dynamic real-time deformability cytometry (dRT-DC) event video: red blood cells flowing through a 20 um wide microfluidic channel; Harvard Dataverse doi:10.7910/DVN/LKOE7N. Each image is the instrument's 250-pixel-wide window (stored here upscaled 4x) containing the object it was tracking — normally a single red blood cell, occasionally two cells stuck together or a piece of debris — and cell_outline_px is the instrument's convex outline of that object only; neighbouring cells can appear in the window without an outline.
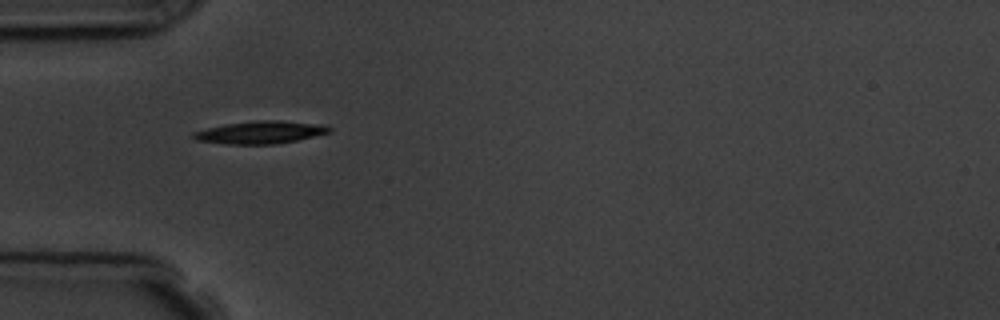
{"species": "common noctule bat (a hibernating species)", "species_latin": "Nyctalus noctula", "temperature_condition": "room temperature", "stored_images_in_passage": 2, "camera_frame_rate_fps": 3000, "um_per_image_px": 0.085, "animal": {"sex": "male", "body_mass_g": 19.5, "forearm_length_mm": 54.6}, "frame": {"image": 1, "passage_image": 1, "time_ms": 0.0, "image_size_px": [1000, 320], "cell_outline_px": [[332, 132], [296, 140], [276, 144], [228, 144], [196, 140], [192, 136], [192, 132], [224, 124], [260, 120], [280, 120], [320, 124], [332, 128]], "centroid_in_image_um": [22.15, 11.24], "position_along_channel_um": 62.9, "area_um2": 17.8}}